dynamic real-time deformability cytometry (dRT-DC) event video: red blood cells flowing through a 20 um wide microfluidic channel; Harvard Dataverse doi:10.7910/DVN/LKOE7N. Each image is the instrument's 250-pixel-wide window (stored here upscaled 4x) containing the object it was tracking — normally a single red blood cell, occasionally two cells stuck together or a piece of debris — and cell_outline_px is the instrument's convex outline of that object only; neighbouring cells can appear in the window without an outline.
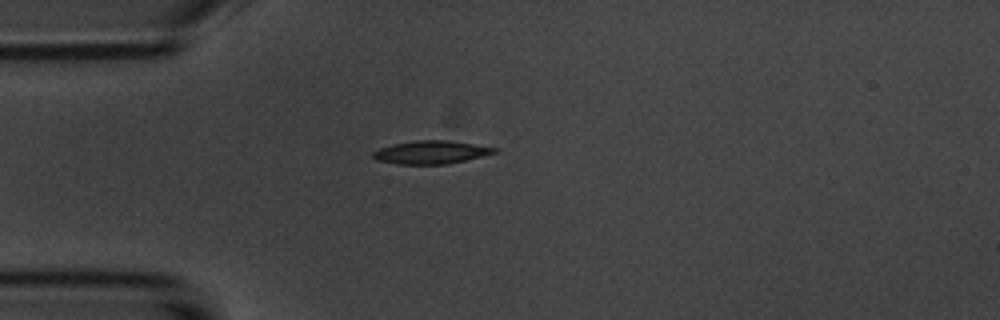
{"species": "common noctule bat (a hibernating species)", "species_latin": "Nyctalus noctula", "temperature_condition": "room temperature", "stored_images_in_passage": 5, "camera_frame_rate_fps": 3000, "um_per_image_px": 0.085, "animal": {"sex": "male", "body_mass_g": 20.1, "forearm_length_mm": 53.5}, "frame": {"image": 1, "passage_image": 1, "time_ms": 0.0, "image_size_px": [1000, 320], "cell_outline_px": [[496, 152], [448, 164], [396, 164], [376, 160], [372, 156], [372, 152], [380, 148], [392, 144], [416, 140], [448, 140], [496, 148]], "centroid_in_image_um": [36.56, 12.94], "position_along_channel_um": 48.4, "area_um2": 16.13}}
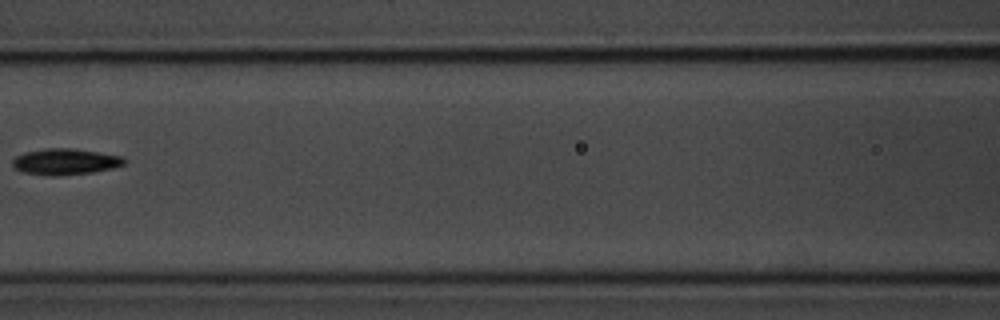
{"frame": {"image": 2, "passage_image": 4, "time_ms": 3.333, "image_size_px": [1000, 320], "cell_outline_px": [[128, 160], [124, 164], [112, 168], [92, 172], [56, 176], [24, 172], [16, 168], [12, 164], [12, 160], [16, 156], [24, 152], [44, 148], [72, 148], [124, 156]], "centroid_in_image_um": [5.58, 13.72], "position_along_channel_um": 161.0, "area_um2": 16.99}}
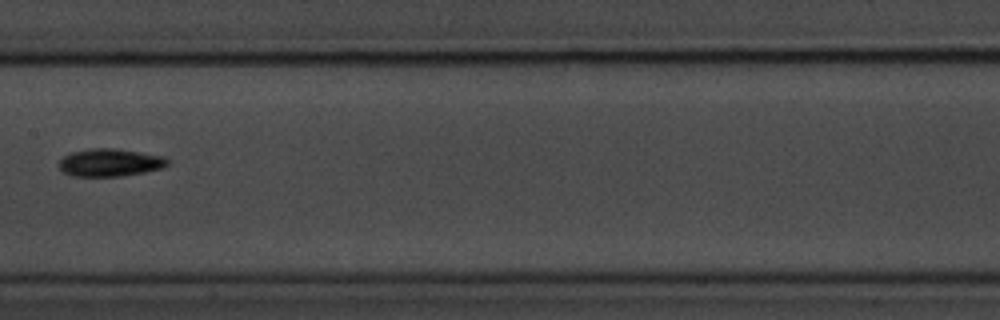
{"frame": {"image": 3, "passage_image": 5, "time_ms": 4.333, "image_size_px": [1000, 320], "cell_outline_px": [[168, 164], [164, 168], [144, 172], [120, 176], [72, 176], [64, 172], [60, 168], [60, 160], [64, 156], [72, 152], [88, 148], [116, 148], [164, 156], [168, 160]], "centroid_in_image_um": [9.37, 13.81], "position_along_channel_um": 198.0, "area_um2": 17.51}}